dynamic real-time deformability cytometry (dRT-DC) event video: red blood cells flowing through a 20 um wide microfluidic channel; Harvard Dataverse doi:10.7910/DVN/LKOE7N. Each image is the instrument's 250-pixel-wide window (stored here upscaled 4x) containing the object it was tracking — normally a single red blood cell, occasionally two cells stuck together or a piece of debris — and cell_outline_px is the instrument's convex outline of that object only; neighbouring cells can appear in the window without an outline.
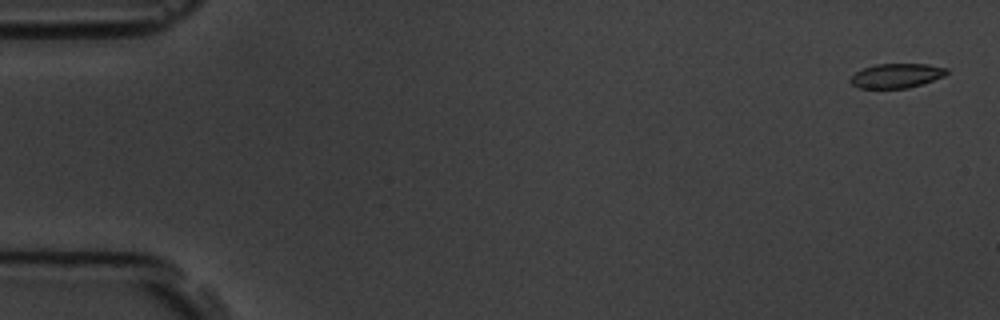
{"species": "common noctule bat (a hibernating species)", "species_latin": "Nyctalus noctula", "temperature_condition": "room temperature", "stored_images_in_passage": 4, "camera_frame_rate_fps": 3000, "um_per_image_px": 0.085, "animal": {"sex": "male", "body_mass_g": 19.5, "forearm_length_mm": 54.6}, "frame": {"image": 1, "passage_image": 1, "time_ms": 0.0, "image_size_px": [1000, 320], "cell_outline_px": [[948, 72], [944, 76], [908, 88], [860, 88], [852, 84], [848, 80], [856, 72], [864, 68], [876, 64], [928, 64], [948, 68]], "centroid_in_image_um": [76.2, 6.43], "position_along_channel_um": 8.8, "area_um2": 13.58}}